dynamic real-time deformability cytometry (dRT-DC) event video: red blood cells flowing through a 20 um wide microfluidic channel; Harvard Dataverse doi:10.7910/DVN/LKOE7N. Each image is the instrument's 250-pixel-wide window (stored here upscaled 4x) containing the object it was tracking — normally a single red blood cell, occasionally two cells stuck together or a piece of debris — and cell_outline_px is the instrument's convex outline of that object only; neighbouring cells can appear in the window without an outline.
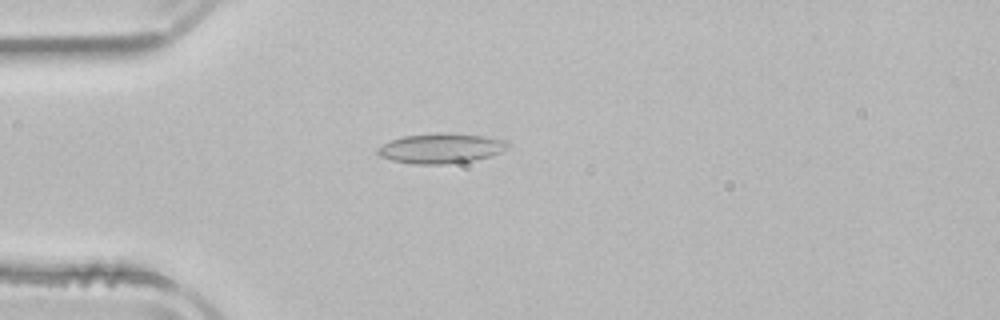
{"species": "common noctule bat (a hibernating species)", "species_latin": "Nyctalus noctula", "temperature_condition": "room temperature", "stored_images_in_passage": 52, "camera_frame_rate_fps": 3000, "um_per_image_px": 0.085, "animal": {"sex": "male", "body_mass_g": 21.5, "forearm_length_mm": 52.0}, "frame": {"image": 1, "passage_image": 14, "time_ms": 4.333, "image_size_px": [1000, 320], "cell_outline_px": [[508, 148], [492, 156], [472, 160], [448, 164], [416, 164], [392, 160], [380, 156], [376, 152], [376, 148], [392, 140], [404, 136], [436, 132], [448, 132], [484, 136], [508, 140]], "centroid_in_image_um": [37.5, 12.59], "position_along_channel_um": 47.5, "area_um2": 22.83}}
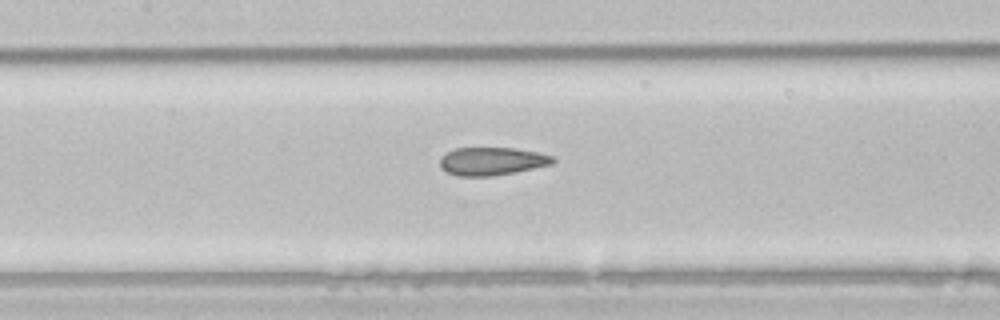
{"frame": {"image": 2, "passage_image": 24, "time_ms": 7.667, "image_size_px": [1000, 320], "cell_outline_px": [[556, 160], [552, 164], [516, 172], [492, 176], [456, 176], [440, 168], [440, 156], [456, 148], [516, 148], [536, 152], [552, 156]], "centroid_in_image_um": [41.79, 13.71], "position_along_channel_um": 165.6, "area_um2": 18.44}}
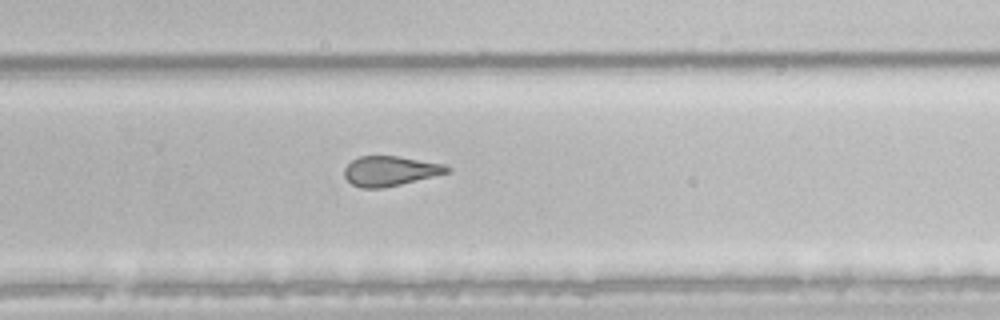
{"frame": {"image": 3, "passage_image": 34, "time_ms": 11.0, "image_size_px": [1000, 320], "cell_outline_px": [[452, 172], [384, 188], [360, 188], [352, 184], [344, 176], [344, 168], [352, 160], [360, 156], [400, 156], [444, 164], [452, 168]], "centroid_in_image_um": [33.19, 14.53], "position_along_channel_um": 296.6, "area_um2": 18.03}, "authors_computed_cell_mechanics": {"area_um2": 20.6346, "velocity_mm_per_s": 3.9637, "shape_relaxation_time_tau1_ms": 6.091, "shape_relaxation_time_tau2_ms": 2.1003, "deformation_change_tau1": 0.1543, "deformation_change_tau2": 0.1051}}